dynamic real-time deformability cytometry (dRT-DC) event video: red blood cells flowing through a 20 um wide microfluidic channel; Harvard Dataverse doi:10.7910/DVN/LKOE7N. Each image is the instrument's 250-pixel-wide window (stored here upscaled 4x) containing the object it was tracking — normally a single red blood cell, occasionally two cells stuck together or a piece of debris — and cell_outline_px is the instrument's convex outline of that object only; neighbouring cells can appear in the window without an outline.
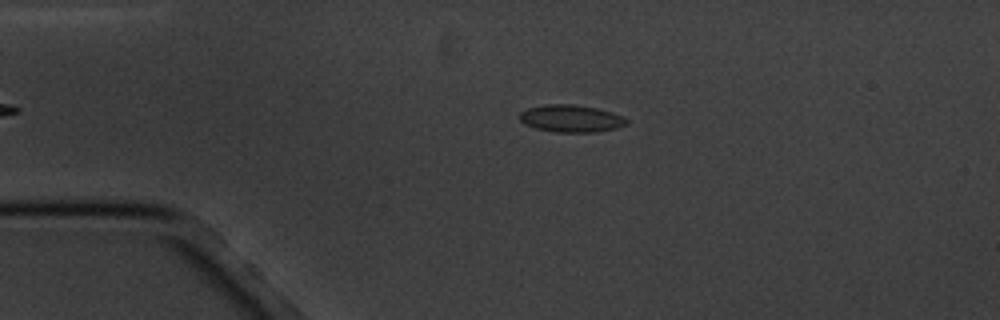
{"species": "common noctule bat (a hibernating species)", "species_latin": "Nyctalus noctula", "temperature_condition": "cold", "stored_images_in_passage": 2, "camera_frame_rate_fps": 3000, "um_per_image_px": 0.085, "animal": {"sex": "male", "body_mass_g": 20.1, "forearm_length_mm": 53.5}, "frame": {"image": 1, "passage_image": 1, "time_ms": 0.0, "image_size_px": [1000, 320], "cell_outline_px": [[628, 124], [616, 128], [596, 132], [556, 132], [536, 128], [524, 124], [520, 120], [520, 112], [528, 108], [544, 104], [572, 104], [596, 108], [612, 112], [624, 116], [628, 120]], "centroid_in_image_um": [48.56, 10.07], "position_along_channel_um": 36.4, "area_um2": 17.05}}